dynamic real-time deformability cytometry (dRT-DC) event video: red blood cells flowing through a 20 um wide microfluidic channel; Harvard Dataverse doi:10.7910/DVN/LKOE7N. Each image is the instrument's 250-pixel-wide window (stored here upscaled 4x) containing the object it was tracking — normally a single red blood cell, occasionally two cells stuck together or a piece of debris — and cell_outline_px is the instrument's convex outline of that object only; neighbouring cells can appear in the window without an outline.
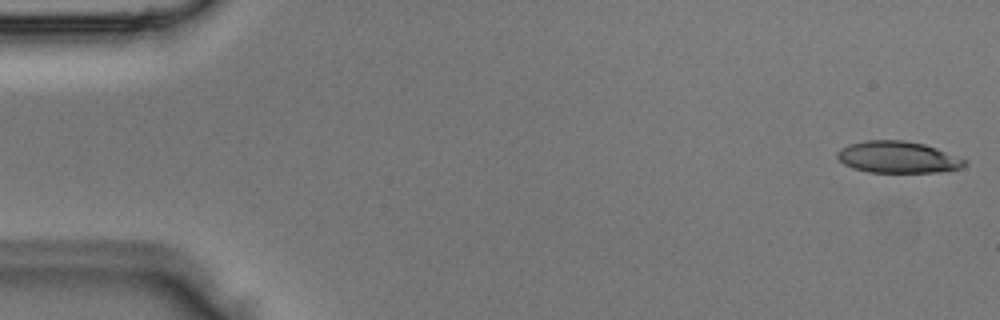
{"species": "Egyptian fruit bat (a non-hibernating species)", "species_latin": "Rousettus aegyptiacus", "temperature_condition": "room temperature", "stored_images_in_passage": 4, "camera_frame_rate_fps": 3000, "um_per_image_px": 0.085, "animal": {"sex": "male"}, "frame": {"image": 1, "passage_image": 1, "time_ms": 0.0, "image_size_px": [1000, 320], "cell_outline_px": [[968, 164], [960, 168], [936, 172], [868, 172], [852, 168], [844, 164], [836, 156], [836, 152], [840, 148], [848, 144], [864, 140], [904, 140], [924, 144], [936, 148], [968, 160]], "centroid_in_image_um": [76.29, 13.35], "position_along_channel_um": 8.7, "area_um2": 23.64}}
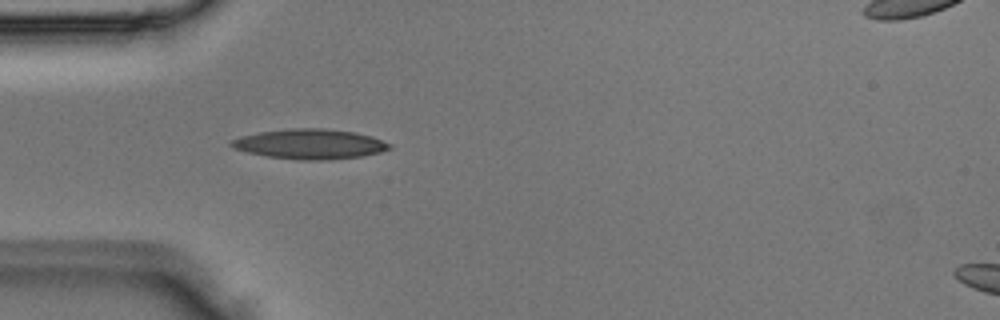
{"frame": {"image": 2, "passage_image": 4, "time_ms": 1.0, "image_size_px": [1000, 320], "cell_outline_px": [[392, 148], [380, 152], [364, 156], [328, 160], [300, 160], [268, 156], [248, 152], [232, 148], [228, 144], [232, 140], [240, 136], [260, 132], [288, 128], [324, 128], [356, 132], [372, 136], [392, 144]], "centroid_in_image_um": [26.37, 12.24], "position_along_channel_um": 58.6, "area_um2": 27.8}}